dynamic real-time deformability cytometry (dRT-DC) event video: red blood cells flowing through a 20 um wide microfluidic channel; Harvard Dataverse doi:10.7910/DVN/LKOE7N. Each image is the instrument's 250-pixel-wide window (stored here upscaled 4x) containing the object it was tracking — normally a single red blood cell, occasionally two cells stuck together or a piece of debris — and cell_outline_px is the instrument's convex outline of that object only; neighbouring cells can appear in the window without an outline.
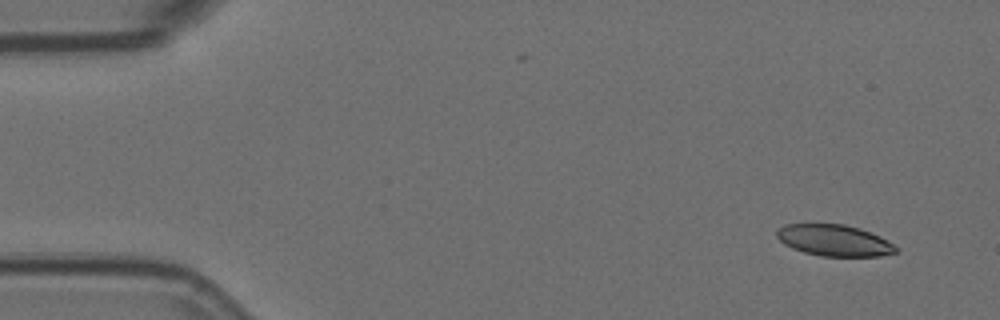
{"species": "Egyptian fruit bat (a non-hibernating species)", "species_latin": "Rousettus aegyptiacus", "temperature_condition": "room temperature", "stored_images_in_passage": 5, "camera_frame_rate_fps": 3000, "um_per_image_px": 0.085, "animal": {"sex": "female"}, "frame": {"image": 1, "passage_image": 1, "time_ms": 0.0, "image_size_px": [1000, 320], "cell_outline_px": [[896, 252], [880, 256], [820, 256], [804, 252], [792, 248], [784, 244], [776, 236], [776, 228], [784, 224], [844, 224], [860, 228], [880, 236], [888, 240], [896, 248]], "centroid_in_image_um": [70.87, 20.42], "position_along_channel_um": 14.1, "area_um2": 21.79}}
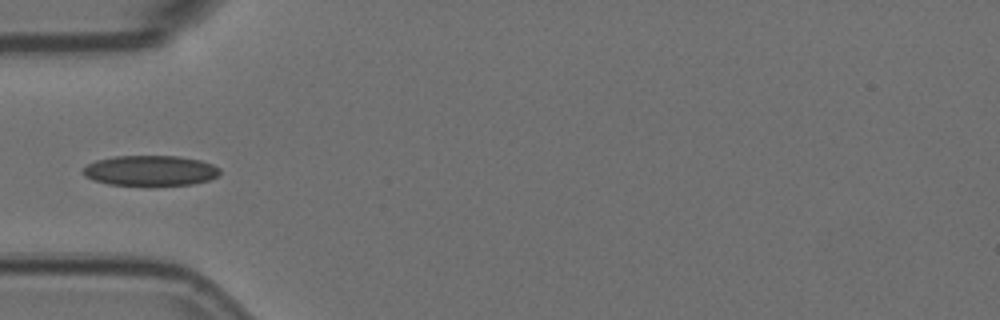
{"frame": {"image": 2, "passage_image": 5, "time_ms": 1.333, "image_size_px": [1000, 320], "cell_outline_px": [[220, 172], [216, 176], [208, 180], [192, 184], [156, 188], [148, 188], [108, 184], [92, 180], [84, 176], [80, 172], [88, 164], [96, 160], [112, 156], [176, 156], [200, 160], [212, 164], [220, 168]], "centroid_in_image_um": [12.74, 14.55], "position_along_channel_um": 72.3, "area_um2": 25.2}}